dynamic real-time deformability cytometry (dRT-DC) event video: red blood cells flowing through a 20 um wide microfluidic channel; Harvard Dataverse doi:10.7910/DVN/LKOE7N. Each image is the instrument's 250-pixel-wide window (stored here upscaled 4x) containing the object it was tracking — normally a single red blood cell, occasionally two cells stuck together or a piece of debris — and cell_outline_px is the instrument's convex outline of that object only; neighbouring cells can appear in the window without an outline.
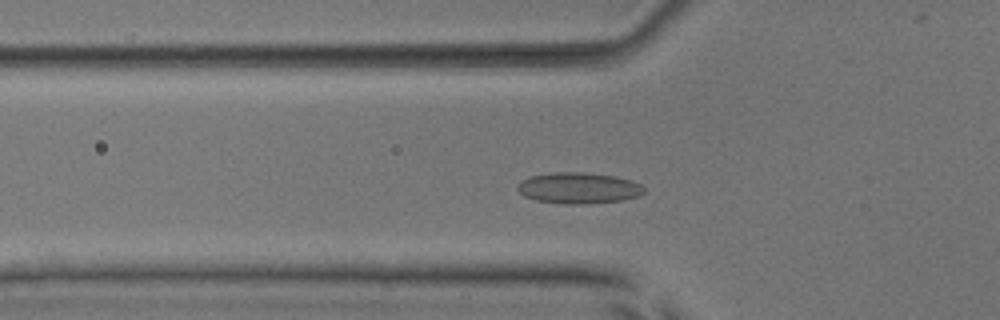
{"species": "common noctule bat (a hibernating species)", "species_latin": "Nyctalus noctula", "temperature_condition": "room temperature", "stored_images_in_passage": 40, "camera_frame_rate_fps": 3000, "um_per_image_px": 0.085, "animal": {"sex": "male", "body_mass_g": 17.9, "forearm_length_mm": 54.2}, "frame": {"image": 1, "passage_image": 5, "time_ms": 1.333, "image_size_px": [1000, 320], "cell_outline_px": [[644, 192], [640, 196], [624, 200], [580, 204], [564, 204], [536, 200], [524, 196], [516, 188], [524, 180], [532, 176], [552, 172], [584, 172], [616, 176], [640, 184], [644, 188]], "centroid_in_image_um": [49.21, 15.98], "position_along_channel_um": 76.6, "area_um2": 22.77}}
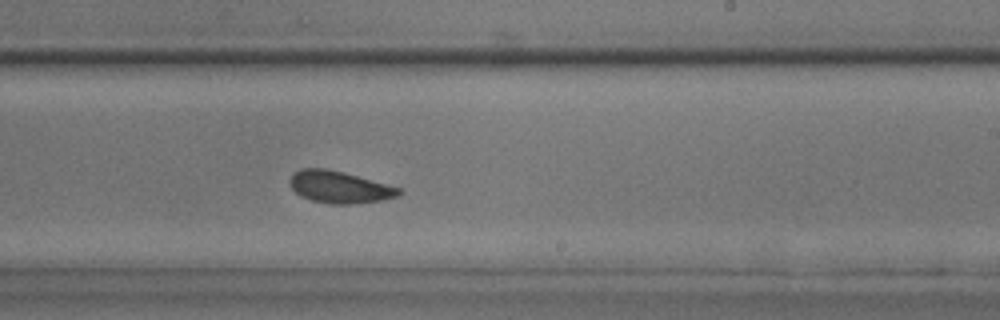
{"frame": {"image": 2, "passage_image": 19, "time_ms": 6.0, "image_size_px": [1000, 320], "cell_outline_px": [[404, 192], [400, 196], [384, 200], [356, 204], [328, 204], [312, 200], [300, 196], [288, 184], [288, 180], [292, 172], [300, 168], [324, 168], [344, 172], [400, 188]], "centroid_in_image_um": [28.84, 15.9], "position_along_channel_um": 260.2, "area_um2": 20.69}}
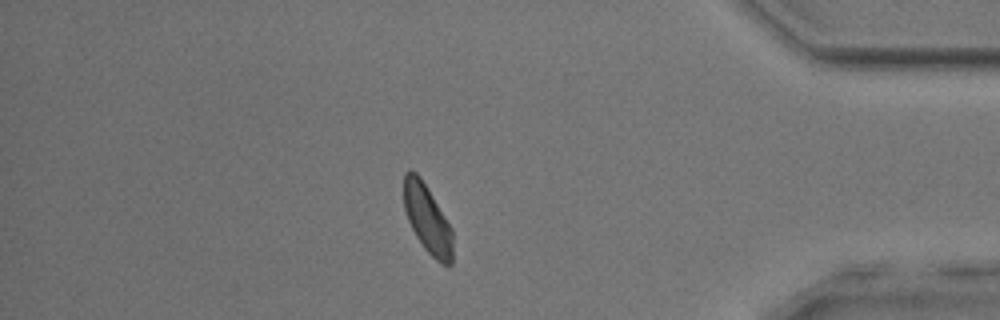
{"frame": {"image": 3, "passage_image": 32, "time_ms": 10.333, "image_size_px": [1000, 320], "cell_outline_px": [[452, 264], [448, 268], [436, 260], [424, 248], [416, 236], [408, 220], [404, 208], [404, 172], [408, 168], [416, 172], [420, 176], [428, 188], [452, 228]], "centroid_in_image_um": [36.33, 18.6], "position_along_channel_um": 398.9, "area_um2": 19.59}, "authors_computed_cell_mechanics": {"area_um2": 20.4612, "velocity_mm_per_s": 3.9439, "shape_relaxation_time_tau1_ms": 4.6547, "shape_relaxation_time_tau2_ms": 1.8782, "deformation_change_tau1": 0.0669, "deformation_change_tau2": 0.0696}}